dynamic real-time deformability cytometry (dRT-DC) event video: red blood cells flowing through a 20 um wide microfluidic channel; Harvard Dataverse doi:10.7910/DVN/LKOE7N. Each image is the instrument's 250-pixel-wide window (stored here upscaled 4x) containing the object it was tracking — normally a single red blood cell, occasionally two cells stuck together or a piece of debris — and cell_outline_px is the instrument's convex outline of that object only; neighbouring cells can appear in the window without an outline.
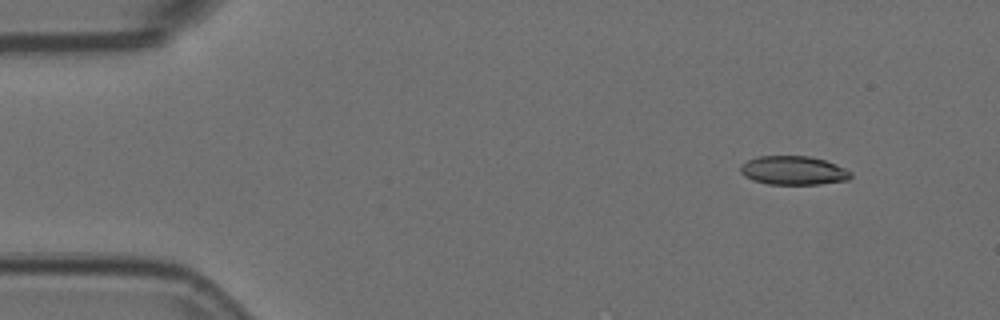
{"species": "Egyptian fruit bat (a non-hibernating species)", "species_latin": "Rousettus aegyptiacus", "temperature_condition": "room temperature", "stored_images_in_passage": 4, "camera_frame_rate_fps": 3000, "um_per_image_px": 0.085, "animal": {"sex": "female"}, "frame": {"image": 1, "passage_image": 1, "time_ms": 0.0, "image_size_px": [1000, 320], "cell_outline_px": [[852, 176], [848, 180], [820, 184], [768, 184], [752, 180], [744, 176], [740, 172], [740, 164], [756, 156], [808, 156], [824, 160], [836, 164], [852, 172]], "centroid_in_image_um": [67.42, 14.49], "position_along_channel_um": 17.6, "area_um2": 18.61}}
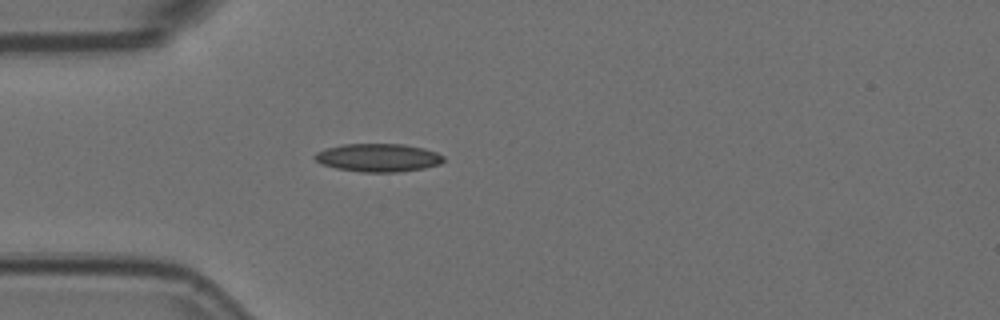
{"frame": {"image": 2, "passage_image": 4, "time_ms": 1.0, "image_size_px": [1000, 320], "cell_outline_px": [[444, 160], [440, 164], [424, 168], [396, 172], [360, 172], [336, 168], [320, 164], [312, 156], [316, 152], [324, 148], [344, 144], [404, 144], [424, 148], [436, 152], [444, 156]], "centroid_in_image_um": [32.12, 13.4], "position_along_channel_um": 52.9, "area_um2": 21.27}}